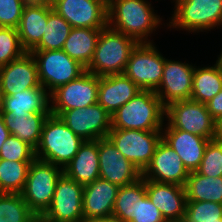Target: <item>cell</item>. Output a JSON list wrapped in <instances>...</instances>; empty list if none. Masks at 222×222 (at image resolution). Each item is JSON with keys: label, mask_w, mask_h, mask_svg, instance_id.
I'll return each mask as SVG.
<instances>
[{"label": "cell", "mask_w": 222, "mask_h": 222, "mask_svg": "<svg viewBox=\"0 0 222 222\" xmlns=\"http://www.w3.org/2000/svg\"><path fill=\"white\" fill-rule=\"evenodd\" d=\"M165 113L153 90H141L111 115L112 129L163 130Z\"/></svg>", "instance_id": "2"}, {"label": "cell", "mask_w": 222, "mask_h": 222, "mask_svg": "<svg viewBox=\"0 0 222 222\" xmlns=\"http://www.w3.org/2000/svg\"><path fill=\"white\" fill-rule=\"evenodd\" d=\"M25 53L18 30L12 27H0V67L20 58Z\"/></svg>", "instance_id": "35"}, {"label": "cell", "mask_w": 222, "mask_h": 222, "mask_svg": "<svg viewBox=\"0 0 222 222\" xmlns=\"http://www.w3.org/2000/svg\"><path fill=\"white\" fill-rule=\"evenodd\" d=\"M73 27L54 10L48 15L41 41L32 50H61Z\"/></svg>", "instance_id": "32"}, {"label": "cell", "mask_w": 222, "mask_h": 222, "mask_svg": "<svg viewBox=\"0 0 222 222\" xmlns=\"http://www.w3.org/2000/svg\"><path fill=\"white\" fill-rule=\"evenodd\" d=\"M141 90L125 74L102 76L99 77L98 103L112 115Z\"/></svg>", "instance_id": "22"}, {"label": "cell", "mask_w": 222, "mask_h": 222, "mask_svg": "<svg viewBox=\"0 0 222 222\" xmlns=\"http://www.w3.org/2000/svg\"><path fill=\"white\" fill-rule=\"evenodd\" d=\"M60 118L84 141L107 138L112 129L111 114L99 103L84 108L65 110Z\"/></svg>", "instance_id": "13"}, {"label": "cell", "mask_w": 222, "mask_h": 222, "mask_svg": "<svg viewBox=\"0 0 222 222\" xmlns=\"http://www.w3.org/2000/svg\"><path fill=\"white\" fill-rule=\"evenodd\" d=\"M187 201H210L222 204V176L208 177L190 172L185 185Z\"/></svg>", "instance_id": "29"}, {"label": "cell", "mask_w": 222, "mask_h": 222, "mask_svg": "<svg viewBox=\"0 0 222 222\" xmlns=\"http://www.w3.org/2000/svg\"><path fill=\"white\" fill-rule=\"evenodd\" d=\"M194 66L165 59L163 77L154 91L166 107L175 101L191 99Z\"/></svg>", "instance_id": "17"}, {"label": "cell", "mask_w": 222, "mask_h": 222, "mask_svg": "<svg viewBox=\"0 0 222 222\" xmlns=\"http://www.w3.org/2000/svg\"><path fill=\"white\" fill-rule=\"evenodd\" d=\"M22 1H24L26 4H28V3L40 2V1H42V0H22Z\"/></svg>", "instance_id": "46"}, {"label": "cell", "mask_w": 222, "mask_h": 222, "mask_svg": "<svg viewBox=\"0 0 222 222\" xmlns=\"http://www.w3.org/2000/svg\"><path fill=\"white\" fill-rule=\"evenodd\" d=\"M183 222H222V204L210 201H187Z\"/></svg>", "instance_id": "34"}, {"label": "cell", "mask_w": 222, "mask_h": 222, "mask_svg": "<svg viewBox=\"0 0 222 222\" xmlns=\"http://www.w3.org/2000/svg\"><path fill=\"white\" fill-rule=\"evenodd\" d=\"M28 88H43L39 82L37 63L30 52L0 67L3 96H11Z\"/></svg>", "instance_id": "18"}, {"label": "cell", "mask_w": 222, "mask_h": 222, "mask_svg": "<svg viewBox=\"0 0 222 222\" xmlns=\"http://www.w3.org/2000/svg\"><path fill=\"white\" fill-rule=\"evenodd\" d=\"M35 150L13 135H9L0 150V159L11 161H33Z\"/></svg>", "instance_id": "37"}, {"label": "cell", "mask_w": 222, "mask_h": 222, "mask_svg": "<svg viewBox=\"0 0 222 222\" xmlns=\"http://www.w3.org/2000/svg\"><path fill=\"white\" fill-rule=\"evenodd\" d=\"M99 77L85 71L77 79L50 94V112L60 116L65 110L84 108L98 103Z\"/></svg>", "instance_id": "12"}, {"label": "cell", "mask_w": 222, "mask_h": 222, "mask_svg": "<svg viewBox=\"0 0 222 222\" xmlns=\"http://www.w3.org/2000/svg\"><path fill=\"white\" fill-rule=\"evenodd\" d=\"M63 173L83 186L98 179V140L84 141L73 159L63 168Z\"/></svg>", "instance_id": "24"}, {"label": "cell", "mask_w": 222, "mask_h": 222, "mask_svg": "<svg viewBox=\"0 0 222 222\" xmlns=\"http://www.w3.org/2000/svg\"><path fill=\"white\" fill-rule=\"evenodd\" d=\"M162 139L181 157L190 172L199 167L209 139L178 129H165Z\"/></svg>", "instance_id": "23"}, {"label": "cell", "mask_w": 222, "mask_h": 222, "mask_svg": "<svg viewBox=\"0 0 222 222\" xmlns=\"http://www.w3.org/2000/svg\"><path fill=\"white\" fill-rule=\"evenodd\" d=\"M83 222H120L118 219L115 217H107V218H100V219H92V220H87Z\"/></svg>", "instance_id": "43"}, {"label": "cell", "mask_w": 222, "mask_h": 222, "mask_svg": "<svg viewBox=\"0 0 222 222\" xmlns=\"http://www.w3.org/2000/svg\"><path fill=\"white\" fill-rule=\"evenodd\" d=\"M83 143L84 140L77 136L60 116L50 113L44 122L35 157L64 168Z\"/></svg>", "instance_id": "4"}, {"label": "cell", "mask_w": 222, "mask_h": 222, "mask_svg": "<svg viewBox=\"0 0 222 222\" xmlns=\"http://www.w3.org/2000/svg\"><path fill=\"white\" fill-rule=\"evenodd\" d=\"M222 89V72L217 63L211 67L197 68L193 73L191 99L206 104Z\"/></svg>", "instance_id": "28"}, {"label": "cell", "mask_w": 222, "mask_h": 222, "mask_svg": "<svg viewBox=\"0 0 222 222\" xmlns=\"http://www.w3.org/2000/svg\"><path fill=\"white\" fill-rule=\"evenodd\" d=\"M196 172L208 177L222 176V142L213 139L207 143L204 156Z\"/></svg>", "instance_id": "36"}, {"label": "cell", "mask_w": 222, "mask_h": 222, "mask_svg": "<svg viewBox=\"0 0 222 222\" xmlns=\"http://www.w3.org/2000/svg\"><path fill=\"white\" fill-rule=\"evenodd\" d=\"M31 162L0 159V193L21 194Z\"/></svg>", "instance_id": "31"}, {"label": "cell", "mask_w": 222, "mask_h": 222, "mask_svg": "<svg viewBox=\"0 0 222 222\" xmlns=\"http://www.w3.org/2000/svg\"><path fill=\"white\" fill-rule=\"evenodd\" d=\"M131 222H167L147 195L135 203L134 219Z\"/></svg>", "instance_id": "39"}, {"label": "cell", "mask_w": 222, "mask_h": 222, "mask_svg": "<svg viewBox=\"0 0 222 222\" xmlns=\"http://www.w3.org/2000/svg\"><path fill=\"white\" fill-rule=\"evenodd\" d=\"M169 26L190 32L210 30L222 25V0H175Z\"/></svg>", "instance_id": "8"}, {"label": "cell", "mask_w": 222, "mask_h": 222, "mask_svg": "<svg viewBox=\"0 0 222 222\" xmlns=\"http://www.w3.org/2000/svg\"><path fill=\"white\" fill-rule=\"evenodd\" d=\"M146 195L145 179L119 187L114 203L112 216L120 222H131L134 219L135 203Z\"/></svg>", "instance_id": "30"}, {"label": "cell", "mask_w": 222, "mask_h": 222, "mask_svg": "<svg viewBox=\"0 0 222 222\" xmlns=\"http://www.w3.org/2000/svg\"><path fill=\"white\" fill-rule=\"evenodd\" d=\"M9 135H10L9 130L7 129V127L5 125V121H4L2 114L0 113V150H1V147L3 146L4 142L9 137Z\"/></svg>", "instance_id": "41"}, {"label": "cell", "mask_w": 222, "mask_h": 222, "mask_svg": "<svg viewBox=\"0 0 222 222\" xmlns=\"http://www.w3.org/2000/svg\"><path fill=\"white\" fill-rule=\"evenodd\" d=\"M165 118H168L166 129H178L209 140L215 139V119L206 104L192 99L175 101L166 106Z\"/></svg>", "instance_id": "7"}, {"label": "cell", "mask_w": 222, "mask_h": 222, "mask_svg": "<svg viewBox=\"0 0 222 222\" xmlns=\"http://www.w3.org/2000/svg\"><path fill=\"white\" fill-rule=\"evenodd\" d=\"M38 67L39 82L51 94L86 71L78 61L61 50H31Z\"/></svg>", "instance_id": "6"}, {"label": "cell", "mask_w": 222, "mask_h": 222, "mask_svg": "<svg viewBox=\"0 0 222 222\" xmlns=\"http://www.w3.org/2000/svg\"><path fill=\"white\" fill-rule=\"evenodd\" d=\"M25 5L22 0H0V27L17 29Z\"/></svg>", "instance_id": "38"}, {"label": "cell", "mask_w": 222, "mask_h": 222, "mask_svg": "<svg viewBox=\"0 0 222 222\" xmlns=\"http://www.w3.org/2000/svg\"><path fill=\"white\" fill-rule=\"evenodd\" d=\"M217 65L219 66L221 72H222V52L218 57V60L216 61Z\"/></svg>", "instance_id": "44"}, {"label": "cell", "mask_w": 222, "mask_h": 222, "mask_svg": "<svg viewBox=\"0 0 222 222\" xmlns=\"http://www.w3.org/2000/svg\"><path fill=\"white\" fill-rule=\"evenodd\" d=\"M206 106L207 110L215 120L222 116V89L216 96L206 103Z\"/></svg>", "instance_id": "40"}, {"label": "cell", "mask_w": 222, "mask_h": 222, "mask_svg": "<svg viewBox=\"0 0 222 222\" xmlns=\"http://www.w3.org/2000/svg\"><path fill=\"white\" fill-rule=\"evenodd\" d=\"M146 195L167 222H183L186 210L185 187L145 180Z\"/></svg>", "instance_id": "19"}, {"label": "cell", "mask_w": 222, "mask_h": 222, "mask_svg": "<svg viewBox=\"0 0 222 222\" xmlns=\"http://www.w3.org/2000/svg\"><path fill=\"white\" fill-rule=\"evenodd\" d=\"M103 28H72L63 51L87 68L91 63L97 40Z\"/></svg>", "instance_id": "26"}, {"label": "cell", "mask_w": 222, "mask_h": 222, "mask_svg": "<svg viewBox=\"0 0 222 222\" xmlns=\"http://www.w3.org/2000/svg\"><path fill=\"white\" fill-rule=\"evenodd\" d=\"M52 11L53 8L49 0L28 3L24 6L17 30L26 52H30L41 41L48 15Z\"/></svg>", "instance_id": "21"}, {"label": "cell", "mask_w": 222, "mask_h": 222, "mask_svg": "<svg viewBox=\"0 0 222 222\" xmlns=\"http://www.w3.org/2000/svg\"><path fill=\"white\" fill-rule=\"evenodd\" d=\"M119 186L101 178L83 189L84 221L111 217Z\"/></svg>", "instance_id": "20"}, {"label": "cell", "mask_w": 222, "mask_h": 222, "mask_svg": "<svg viewBox=\"0 0 222 222\" xmlns=\"http://www.w3.org/2000/svg\"><path fill=\"white\" fill-rule=\"evenodd\" d=\"M45 88H28L11 96H3L2 112L12 116L51 113L50 94Z\"/></svg>", "instance_id": "25"}, {"label": "cell", "mask_w": 222, "mask_h": 222, "mask_svg": "<svg viewBox=\"0 0 222 222\" xmlns=\"http://www.w3.org/2000/svg\"><path fill=\"white\" fill-rule=\"evenodd\" d=\"M9 133L30 145L34 150L38 146L45 120L50 113H31L12 116L1 113Z\"/></svg>", "instance_id": "27"}, {"label": "cell", "mask_w": 222, "mask_h": 222, "mask_svg": "<svg viewBox=\"0 0 222 222\" xmlns=\"http://www.w3.org/2000/svg\"><path fill=\"white\" fill-rule=\"evenodd\" d=\"M138 42L108 25L99 34L93 59L86 71L98 77L124 74Z\"/></svg>", "instance_id": "3"}, {"label": "cell", "mask_w": 222, "mask_h": 222, "mask_svg": "<svg viewBox=\"0 0 222 222\" xmlns=\"http://www.w3.org/2000/svg\"><path fill=\"white\" fill-rule=\"evenodd\" d=\"M165 59L152 42L138 43L130 55L124 74L140 89L155 91L163 77Z\"/></svg>", "instance_id": "10"}, {"label": "cell", "mask_w": 222, "mask_h": 222, "mask_svg": "<svg viewBox=\"0 0 222 222\" xmlns=\"http://www.w3.org/2000/svg\"><path fill=\"white\" fill-rule=\"evenodd\" d=\"M84 186L64 173L58 179L52 202L39 218L42 222H83Z\"/></svg>", "instance_id": "11"}, {"label": "cell", "mask_w": 222, "mask_h": 222, "mask_svg": "<svg viewBox=\"0 0 222 222\" xmlns=\"http://www.w3.org/2000/svg\"><path fill=\"white\" fill-rule=\"evenodd\" d=\"M2 102H3V95H2V91L0 89V113L2 112Z\"/></svg>", "instance_id": "45"}, {"label": "cell", "mask_w": 222, "mask_h": 222, "mask_svg": "<svg viewBox=\"0 0 222 222\" xmlns=\"http://www.w3.org/2000/svg\"><path fill=\"white\" fill-rule=\"evenodd\" d=\"M215 139L222 142V116L215 120Z\"/></svg>", "instance_id": "42"}, {"label": "cell", "mask_w": 222, "mask_h": 222, "mask_svg": "<svg viewBox=\"0 0 222 222\" xmlns=\"http://www.w3.org/2000/svg\"><path fill=\"white\" fill-rule=\"evenodd\" d=\"M107 13L109 27L138 43H150L149 34L161 23V18L154 14L146 0H108Z\"/></svg>", "instance_id": "1"}, {"label": "cell", "mask_w": 222, "mask_h": 222, "mask_svg": "<svg viewBox=\"0 0 222 222\" xmlns=\"http://www.w3.org/2000/svg\"><path fill=\"white\" fill-rule=\"evenodd\" d=\"M99 178L119 187L142 178V172L108 139H98Z\"/></svg>", "instance_id": "15"}, {"label": "cell", "mask_w": 222, "mask_h": 222, "mask_svg": "<svg viewBox=\"0 0 222 222\" xmlns=\"http://www.w3.org/2000/svg\"><path fill=\"white\" fill-rule=\"evenodd\" d=\"M39 218L30 210L22 194L0 193V222H36Z\"/></svg>", "instance_id": "33"}, {"label": "cell", "mask_w": 222, "mask_h": 222, "mask_svg": "<svg viewBox=\"0 0 222 222\" xmlns=\"http://www.w3.org/2000/svg\"><path fill=\"white\" fill-rule=\"evenodd\" d=\"M53 10L73 28L107 26L108 0H49Z\"/></svg>", "instance_id": "14"}, {"label": "cell", "mask_w": 222, "mask_h": 222, "mask_svg": "<svg viewBox=\"0 0 222 222\" xmlns=\"http://www.w3.org/2000/svg\"><path fill=\"white\" fill-rule=\"evenodd\" d=\"M62 174L63 168L58 165L36 158L30 163L25 187L21 194L30 210L38 218L49 208L56 183Z\"/></svg>", "instance_id": "5"}, {"label": "cell", "mask_w": 222, "mask_h": 222, "mask_svg": "<svg viewBox=\"0 0 222 222\" xmlns=\"http://www.w3.org/2000/svg\"><path fill=\"white\" fill-rule=\"evenodd\" d=\"M189 171L181 157L170 145L161 139L156 146L150 164L142 172L145 180L159 183H172L185 187Z\"/></svg>", "instance_id": "16"}, {"label": "cell", "mask_w": 222, "mask_h": 222, "mask_svg": "<svg viewBox=\"0 0 222 222\" xmlns=\"http://www.w3.org/2000/svg\"><path fill=\"white\" fill-rule=\"evenodd\" d=\"M163 130L111 129L107 138L143 172L150 164Z\"/></svg>", "instance_id": "9"}]
</instances>
